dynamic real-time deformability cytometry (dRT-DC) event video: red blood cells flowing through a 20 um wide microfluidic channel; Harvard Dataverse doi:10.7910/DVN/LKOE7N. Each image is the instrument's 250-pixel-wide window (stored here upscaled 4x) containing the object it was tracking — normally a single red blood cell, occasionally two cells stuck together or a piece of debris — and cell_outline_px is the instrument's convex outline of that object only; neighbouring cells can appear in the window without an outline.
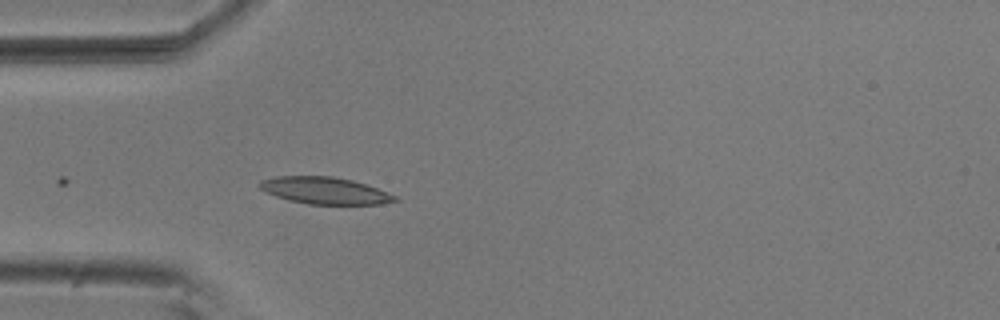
{"species": "common noctule bat (a hibernating species)", "species_latin": "Nyctalus noctula", "temperature_condition": "room temperature", "stored_images_in_passage": 4, "camera_frame_rate_fps": 3000, "um_per_image_px": 0.085, "animal": {"sex": "male", "body_mass_g": 20.5, "forearm_length_mm": 52.5}, "frame": {"image": 1, "passage_image": 4, "time_ms": 1.0, "image_size_px": [1000, 320], "cell_outline_px": [[400, 200], [380, 204], [308, 204], [288, 200], [264, 192], [260, 188], [260, 180], [276, 176], [332, 176], [352, 180], [376, 188], [396, 196]], "centroid_in_image_um": [27.58, 16.2], "position_along_channel_um": 57.4, "area_um2": 21.1}}